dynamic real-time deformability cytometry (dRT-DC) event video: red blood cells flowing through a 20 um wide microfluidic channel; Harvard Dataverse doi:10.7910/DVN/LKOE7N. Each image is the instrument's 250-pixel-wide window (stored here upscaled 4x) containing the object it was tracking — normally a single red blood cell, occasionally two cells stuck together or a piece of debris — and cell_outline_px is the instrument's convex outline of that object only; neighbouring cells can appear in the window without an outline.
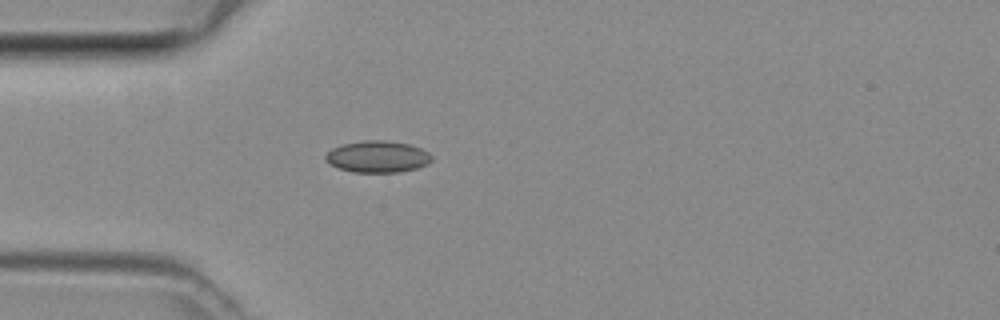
{"species": "common noctule bat (a hibernating species)", "species_latin": "Nyctalus noctula", "temperature_condition": "room temperature", "stored_images_in_passage": 3, "camera_frame_rate_fps": 3000, "um_per_image_px": 0.085, "animal": {"sex": "female", "body_mass_g": 29.2, "forearm_length_mm": 56.3}, "frame": {"image": 1, "passage_image": 3, "time_ms": 0.667, "image_size_px": [1000, 320], "cell_outline_px": [[432, 160], [428, 164], [416, 168], [400, 172], [352, 172], [340, 168], [324, 160], [324, 156], [332, 148], [344, 144], [364, 140], [384, 140], [408, 144], [420, 148], [428, 152], [432, 156]], "centroid_in_image_um": [32.1, 13.32], "position_along_channel_um": 52.9, "area_um2": 19.48}}